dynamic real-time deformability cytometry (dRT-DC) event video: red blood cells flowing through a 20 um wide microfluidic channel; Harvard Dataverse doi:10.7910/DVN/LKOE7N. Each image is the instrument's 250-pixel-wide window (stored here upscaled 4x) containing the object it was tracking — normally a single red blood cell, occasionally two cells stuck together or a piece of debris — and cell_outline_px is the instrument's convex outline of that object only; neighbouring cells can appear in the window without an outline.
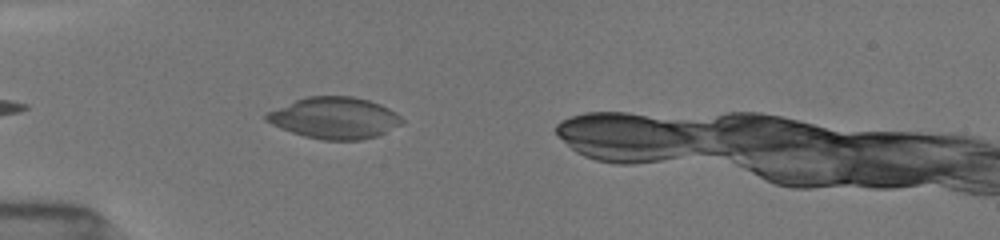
{"species": "common noctule bat (a hibernating species)", "species_latin": "Nyctalus noctula", "temperature_condition": "room temperature", "stored_images_in_passage": 5, "camera_frame_rate_fps": 3000, "um_per_image_px": 0.085, "animal": {"sex": "female", "body_mass_g": 19.5, "forearm_length_mm": 54.1}, "frame": {"image": 1, "passage_image": 3, "time_ms": 1.0, "image_size_px": [1000, 240], "cell_outline_px": [[404, 120], [400, 124], [376, 136], [360, 140], [324, 140], [304, 136], [280, 128], [264, 120], [264, 116], [268, 112], [296, 100], [308, 96], [352, 96], [368, 100], [380, 104], [396, 112]], "centroid_in_image_um": [28.43, 10.02], "position_along_channel_um": 56.6, "area_um2": 32.48}}
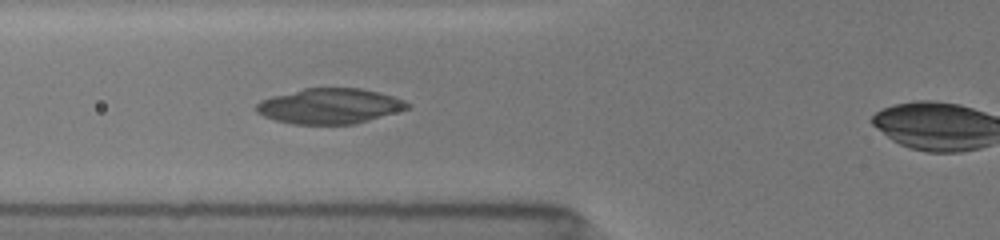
{"frame": {"image": 2, "passage_image": 5, "time_ms": 2.333, "image_size_px": [1000, 240], "cell_outline_px": [[412, 104], [408, 108], [356, 124], [292, 124], [276, 120], [264, 116], [256, 112], [256, 104], [260, 100], [272, 96], [304, 88], [360, 88], [392, 96], [404, 100]], "centroid_in_image_um": [28.0, 9.02], "position_along_channel_um": 97.8, "area_um2": 30.92}}